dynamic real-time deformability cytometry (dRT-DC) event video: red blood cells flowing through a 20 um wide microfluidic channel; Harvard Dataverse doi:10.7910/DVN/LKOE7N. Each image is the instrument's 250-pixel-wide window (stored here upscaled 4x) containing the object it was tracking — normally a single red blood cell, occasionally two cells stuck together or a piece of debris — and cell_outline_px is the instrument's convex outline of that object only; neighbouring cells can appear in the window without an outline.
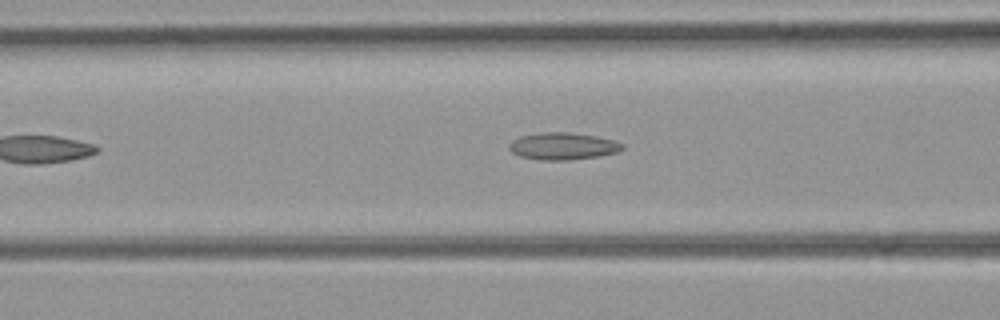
{"species": "common noctule bat (a hibernating species)", "species_latin": "Nyctalus noctula", "temperature_condition": "room temperature", "stored_images_in_passage": 34, "camera_frame_rate_fps": 3000, "um_per_image_px": 0.085, "animal": {"sex": "female", "body_mass_g": 21.9}, "frame": {"image": 1, "passage_image": 11, "time_ms": 3.333, "image_size_px": [1000, 320], "cell_outline_px": [[624, 148], [616, 152], [596, 156], [572, 160], [540, 160], [520, 156], [512, 152], [508, 148], [508, 144], [512, 140], [520, 136], [544, 132], [568, 132], [596, 136], [616, 140], [624, 144]], "centroid_in_image_um": [47.83, 12.42], "position_along_channel_um": 118.8, "area_um2": 17.92}}
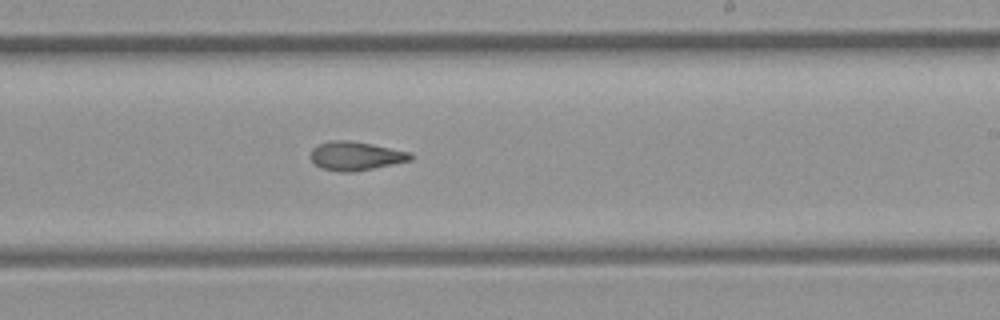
{"frame": {"image": 2, "passage_image": 21, "time_ms": 6.667, "image_size_px": [1000, 320], "cell_outline_px": [[412, 160], [352, 172], [340, 172], [320, 168], [308, 156], [312, 148], [320, 144], [332, 140], [348, 140], [372, 144], [412, 152]], "centroid_in_image_um": [30.21, 13.25], "position_along_channel_um": 258.8, "area_um2": 16.76}}
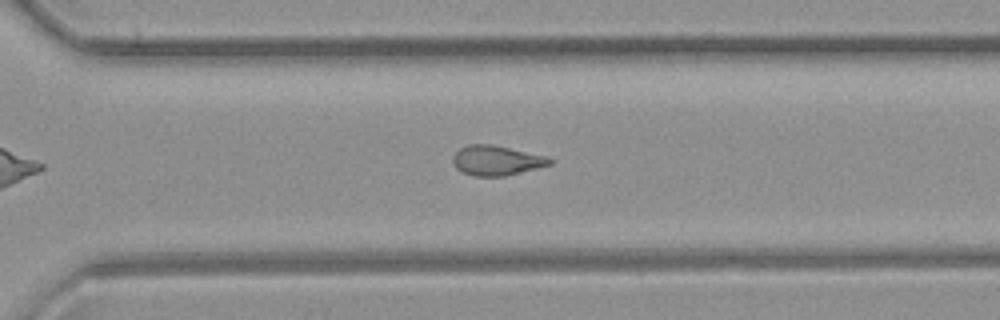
{"frame": {"image": 3, "passage_image": 26, "time_ms": 8.333, "image_size_px": [1000, 320], "cell_outline_px": [[552, 164], [504, 176], [472, 176], [460, 172], [456, 168], [452, 160], [452, 156], [460, 148], [468, 144], [492, 144], [548, 156], [552, 160]], "centroid_in_image_um": [42.17, 13.63], "position_along_channel_um": 328.4, "area_um2": 16.94}}